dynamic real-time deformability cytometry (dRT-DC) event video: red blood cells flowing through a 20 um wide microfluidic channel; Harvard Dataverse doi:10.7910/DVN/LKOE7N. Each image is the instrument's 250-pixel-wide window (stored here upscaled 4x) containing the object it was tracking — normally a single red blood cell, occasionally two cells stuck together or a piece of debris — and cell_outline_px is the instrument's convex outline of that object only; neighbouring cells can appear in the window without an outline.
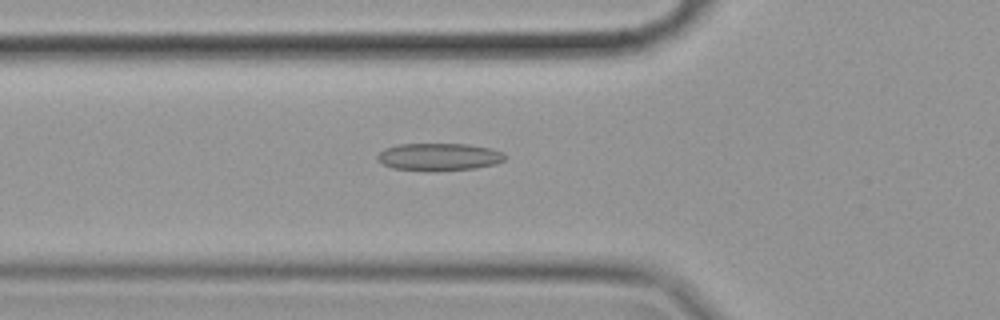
{"species": "common noctule bat (a hibernating species)", "species_latin": "Nyctalus noctula", "temperature_condition": "cold", "stored_images_in_passage": 57, "camera_frame_rate_fps": 3000, "um_per_image_px": 0.085, "animal": {"sex": "female", "body_mass_g": 19.9}, "frame": {"image": 1, "passage_image": 20, "time_ms": 6.333, "image_size_px": [1000, 320], "cell_outline_px": [[504, 160], [496, 164], [476, 168], [436, 172], [432, 172], [392, 168], [376, 160], [376, 156], [384, 148], [400, 144], [468, 144], [492, 148], [504, 152]], "centroid_in_image_um": [37.31, 13.35], "position_along_channel_um": 88.5, "area_um2": 20.81}}
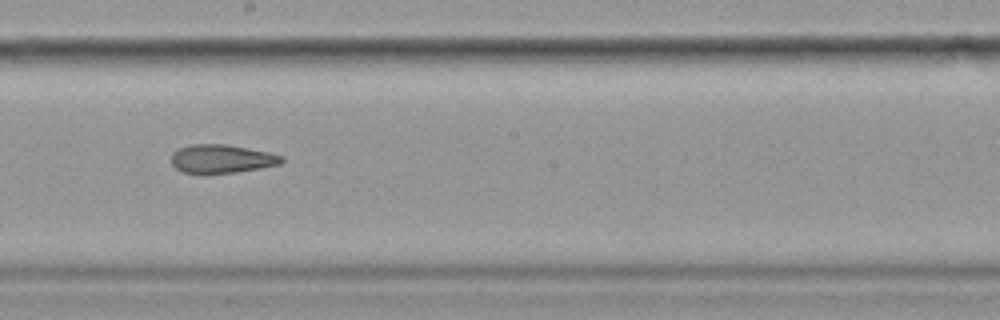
{"frame": {"image": 2, "passage_image": 32, "time_ms": 10.333, "image_size_px": [1000, 320], "cell_outline_px": [[284, 160], [280, 164], [260, 168], [236, 172], [204, 176], [184, 172], [176, 168], [172, 164], [172, 152], [180, 148], [192, 144], [224, 144], [248, 148], [268, 152], [284, 156]], "centroid_in_image_um": [18.82, 13.53], "position_along_channel_um": 229.4, "area_um2": 18.73}}
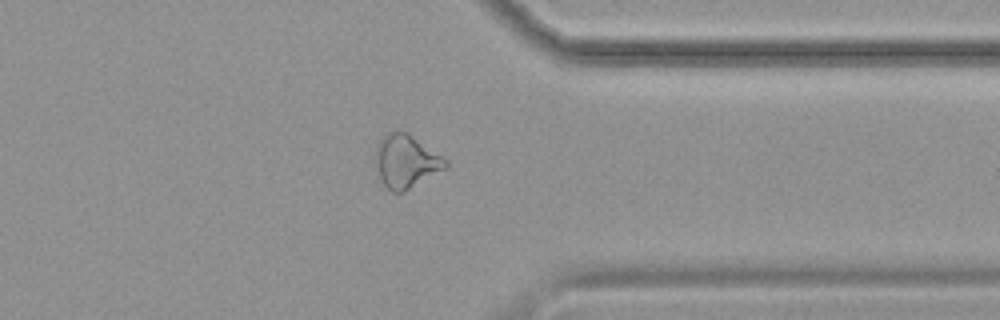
{"frame": {"image": 3, "passage_image": 45, "time_ms": 14.667, "image_size_px": [1000, 320], "cell_outline_px": [[448, 168], [404, 192], [392, 192], [380, 180], [376, 168], [376, 144], [384, 132], [408, 132], [448, 160]], "centroid_in_image_um": [34.52, 13.71], "position_along_channel_um": 376.9, "area_um2": 21.96}, "authors_computed_cell_mechanics": {"area_um2": 20.7502, "velocity_mm_per_s": 3.5201, "shape_relaxation_time_tau1_ms": null, "shape_relaxation_time_tau2_ms": 3.9781, "deformation_change_tau1": null, "deformation_change_tau2": 0.1317}}